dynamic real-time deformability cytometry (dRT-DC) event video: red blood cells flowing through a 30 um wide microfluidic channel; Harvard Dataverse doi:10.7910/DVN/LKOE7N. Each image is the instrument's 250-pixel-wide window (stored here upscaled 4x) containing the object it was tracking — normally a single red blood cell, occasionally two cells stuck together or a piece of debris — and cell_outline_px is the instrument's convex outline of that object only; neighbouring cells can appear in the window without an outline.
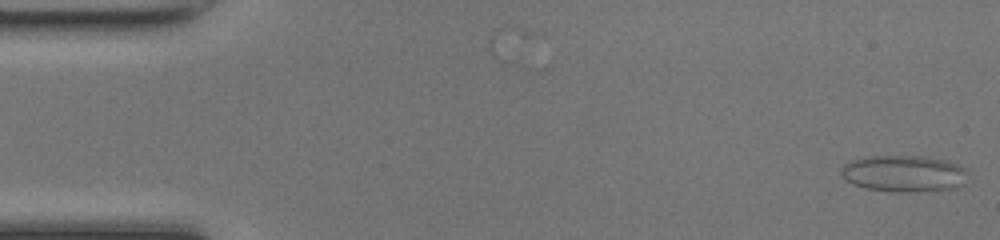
{"species": "common noctule bat (a hibernating species)", "species_latin": "Nyctalus noctula", "temperature_condition": "room temperature", "stored_images_in_passage": 48, "camera_frame_rate_fps": 3000, "um_per_image_px": 0.085, "animal": {"sex": "female", "body_mass_g": 17.0, "forearm_length_mm": 48.0}, "frame": {"image": 1, "passage_image": 1, "time_ms": 0.0, "image_size_px": [1000, 240], "cell_outline_px": [[968, 172], [964, 184], [956, 188], [936, 192], [888, 192], [864, 188], [852, 184], [844, 180], [840, 176], [840, 168], [844, 164], [852, 160], [864, 156], [924, 156], [944, 160], [960, 164]], "centroid_in_image_um": [76.83, 14.78], "position_along_channel_um": 8.2, "area_um2": 27.92}}
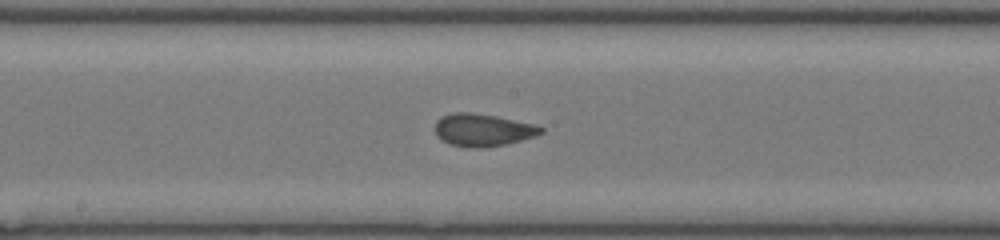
{"frame": {"image": 2, "passage_image": 25, "time_ms": 8.0, "image_size_px": [1000, 240], "cell_outline_px": [[544, 132], [536, 136], [504, 144], [476, 148], [472, 148], [448, 144], [440, 140], [436, 136], [436, 120], [452, 112], [468, 112], [496, 116], [536, 124], [544, 128]], "centroid_in_image_um": [41.04, 11.04], "position_along_channel_um": 207.2, "area_um2": 20.06}}
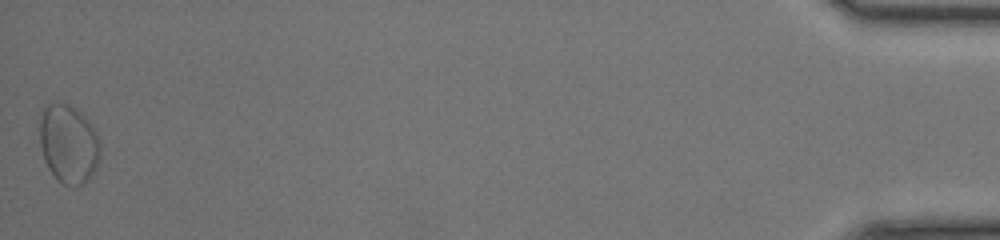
{"frame": {"image": 3, "passage_image": 48, "time_ms": 15.667, "image_size_px": [1000, 240], "cell_outline_px": [[100, 152], [96, 164], [88, 180], [84, 184], [64, 184], [56, 180], [48, 168], [44, 160], [40, 144], [40, 108], [48, 104], [68, 104], [80, 112], [92, 124], [100, 140]], "centroid_in_image_um": [5.8, 12.21], "position_along_channel_um": 429.4, "area_um2": 27.69}, "authors_computed_cell_mechanics": {"area_um2": 20.3456, "velocity_mm_per_s": 4.2709, "shape_relaxation_time_tau1_ms": null, "shape_relaxation_time_tau2_ms": 1.3364, "deformation_change_tau1": null, "deformation_change_tau2": 0.0514}}